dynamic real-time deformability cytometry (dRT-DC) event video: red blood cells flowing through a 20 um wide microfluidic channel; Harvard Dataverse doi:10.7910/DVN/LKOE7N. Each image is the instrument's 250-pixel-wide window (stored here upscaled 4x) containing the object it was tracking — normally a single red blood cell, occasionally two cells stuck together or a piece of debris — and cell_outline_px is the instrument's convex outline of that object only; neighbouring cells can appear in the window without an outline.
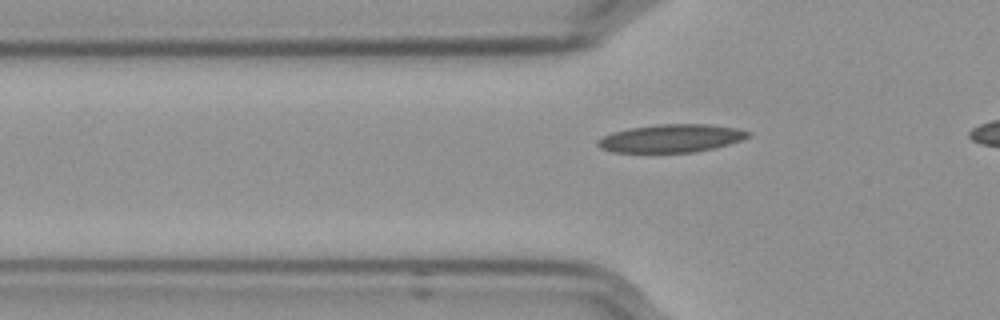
{"species": "Egyptian fruit bat (a non-hibernating species)", "species_latin": "Rousettus aegyptiacus", "temperature_condition": "cold", "stored_images_in_passage": 44, "camera_frame_rate_fps": 3000, "um_per_image_px": 0.085, "frame": {"image": 1, "passage_image": 13, "time_ms": 4.0, "image_size_px": [1000, 320], "cell_outline_px": [[752, 136], [728, 144], [696, 152], [612, 152], [600, 148], [596, 144], [596, 140], [612, 132], [628, 128], [656, 124], [708, 124], [736, 128], [752, 132]], "centroid_in_image_um": [57.03, 11.75], "position_along_channel_um": 68.8, "area_um2": 24.62}}
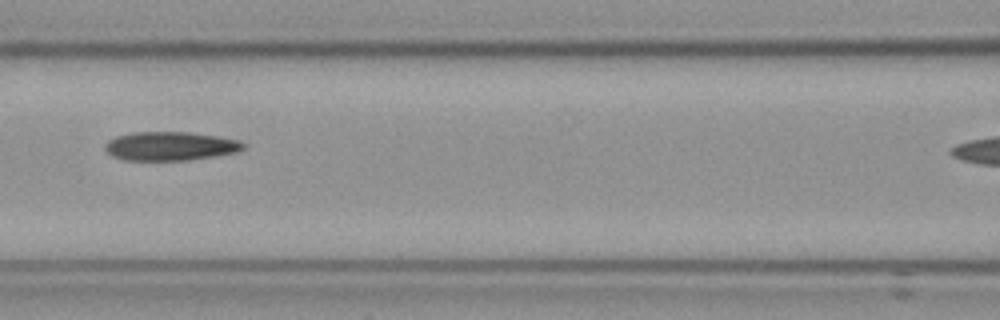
{"frame": {"image": 2, "passage_image": 20, "time_ms": 6.333, "image_size_px": [1000, 320], "cell_outline_px": [[244, 148], [236, 152], [216, 156], [188, 160], [124, 160], [112, 156], [104, 148], [104, 144], [108, 140], [116, 136], [132, 132], [188, 132], [216, 136], [240, 140], [244, 144]], "centroid_in_image_um": [14.45, 12.42], "position_along_channel_um": 152.2, "area_um2": 23.24}}
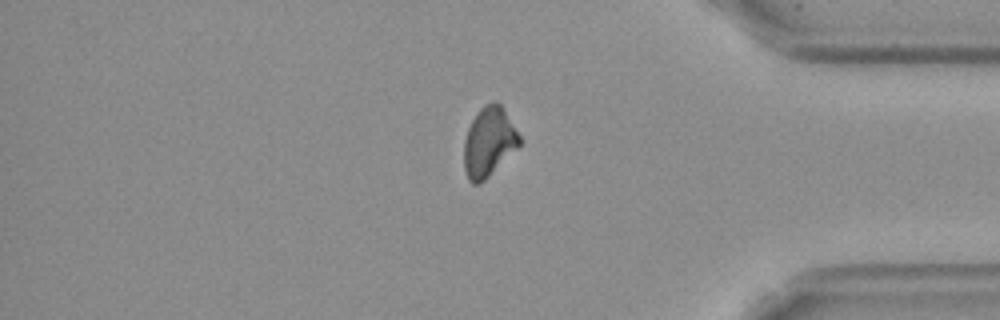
{"frame": {"image": 3, "passage_image": 42, "time_ms": 13.667, "image_size_px": [1000, 320], "cell_outline_px": [[520, 144], [480, 184], [472, 184], [468, 180], [464, 172], [464, 140], [468, 128], [472, 120], [480, 108], [492, 100], [500, 104], [504, 108], [520, 136]], "centroid_in_image_um": [41.52, 12.06], "position_along_channel_um": 393.7, "area_um2": 22.25}}